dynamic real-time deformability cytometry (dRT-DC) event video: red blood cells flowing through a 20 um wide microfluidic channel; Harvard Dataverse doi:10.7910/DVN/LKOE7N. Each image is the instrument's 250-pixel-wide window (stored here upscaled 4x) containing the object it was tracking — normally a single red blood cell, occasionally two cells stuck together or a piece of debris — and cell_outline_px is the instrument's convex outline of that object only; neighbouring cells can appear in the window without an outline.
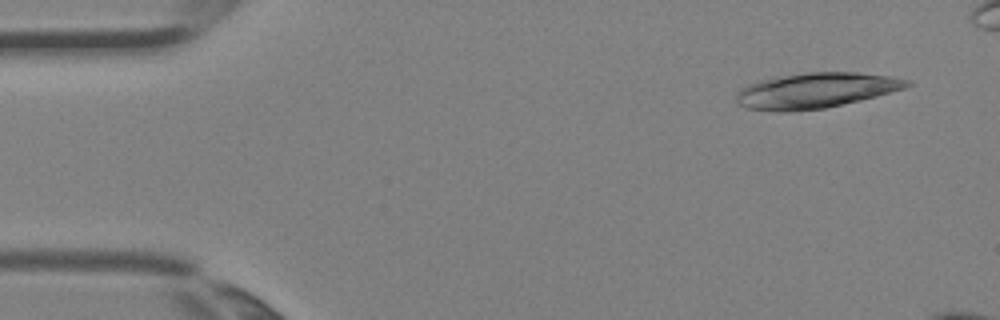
{"species": "Egyptian fruit bat (a non-hibernating species)", "species_latin": "Rousettus aegyptiacus", "temperature_condition": "room temperature", "stored_images_in_passage": 4, "camera_frame_rate_fps": 3000, "um_per_image_px": 0.085, "animal": {"sex": "female"}, "frame": {"image": 1, "passage_image": 1, "time_ms": 0.0, "image_size_px": [1000, 320], "cell_outline_px": [[912, 84], [904, 88], [876, 96], [860, 100], [824, 108], [788, 112], [780, 112], [748, 108], [740, 104], [736, 100], [736, 92], [740, 88], [748, 84], [760, 80], [776, 76], [808, 72], [856, 72], [892, 76], [908, 80]], "centroid_in_image_um": [69.31, 7.68], "position_along_channel_um": 15.7, "area_um2": 35.14}}